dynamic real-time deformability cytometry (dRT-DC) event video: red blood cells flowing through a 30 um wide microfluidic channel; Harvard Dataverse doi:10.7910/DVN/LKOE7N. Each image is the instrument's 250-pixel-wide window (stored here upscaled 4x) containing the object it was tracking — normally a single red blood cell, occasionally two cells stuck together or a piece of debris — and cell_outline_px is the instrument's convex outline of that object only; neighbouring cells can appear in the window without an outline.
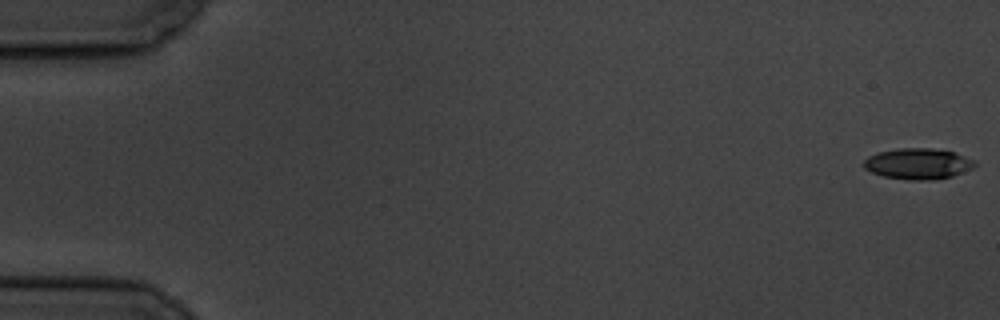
{"species": "common noctule bat (a hibernating species)", "species_latin": "Nyctalus noctula", "temperature_condition": "cold", "stored_images_in_passage": 6, "segment_of_instrument_passage": [1, 2], "camera_frame_rate_fps": 3000, "um_per_image_px": 0.085, "animal": {"sex": "male", "body_mass_g": 19.5, "forearm_length_mm": 54.6}, "frame": {"image": 1, "passage_image": 1, "time_ms": 0.0, "image_size_px": [1000, 320], "cell_outline_px": [[976, 164], [972, 168], [952, 176], [928, 180], [908, 180], [884, 176], [872, 172], [864, 168], [864, 160], [868, 156], [880, 152], [896, 148], [932, 148], [956, 152], [976, 160]], "centroid_in_image_um": [78.05, 13.9], "position_along_channel_um": 7.0, "area_um2": 20.0}}
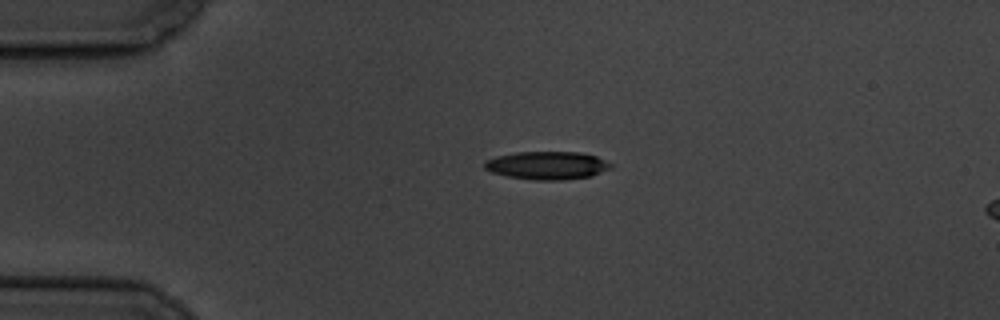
{"frame": {"image": 2, "passage_image": 4, "time_ms": 4.333, "image_size_px": [1000, 320], "cell_outline_px": [[612, 168], [592, 176], [564, 180], [536, 180], [508, 176], [492, 172], [484, 168], [484, 160], [496, 156], [516, 152], [580, 152], [596, 156], [612, 164]], "centroid_in_image_um": [46.51, 14.06], "position_along_channel_um": 38.5, "area_um2": 20.69}}